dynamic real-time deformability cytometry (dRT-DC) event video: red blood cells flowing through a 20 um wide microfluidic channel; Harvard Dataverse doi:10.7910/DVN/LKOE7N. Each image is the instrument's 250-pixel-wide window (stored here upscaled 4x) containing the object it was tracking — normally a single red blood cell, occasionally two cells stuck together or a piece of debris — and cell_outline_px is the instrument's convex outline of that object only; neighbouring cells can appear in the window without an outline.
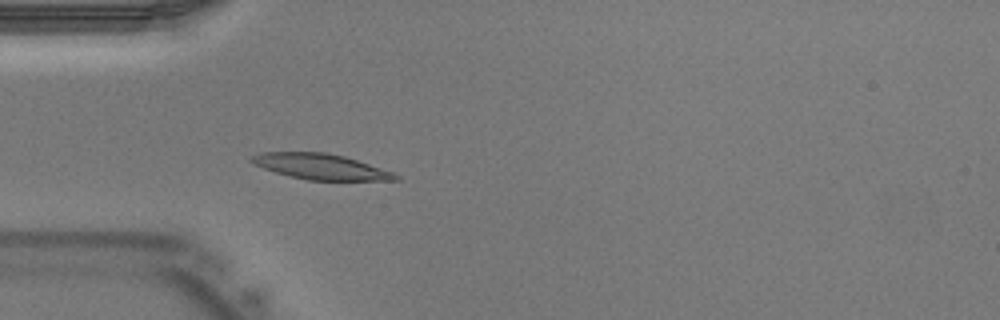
{"species": "Egyptian fruit bat (a non-hibernating species)", "species_latin": "Rousettus aegyptiacus", "temperature_condition": "warm", "stored_images_in_passage": 25, "camera_frame_rate_fps": 3000, "um_per_image_px": 0.085, "animal": {"sex": "male"}, "frame": {"image": 1, "passage_image": 4, "time_ms": 1.0, "image_size_px": [1000, 320], "cell_outline_px": [[400, 180], [308, 180], [288, 176], [264, 168], [248, 160], [252, 156], [260, 152], [324, 152], [344, 156], [396, 172], [400, 176]], "centroid_in_image_um": [27.31, 14.16], "position_along_channel_um": 57.7, "area_um2": 21.5}}
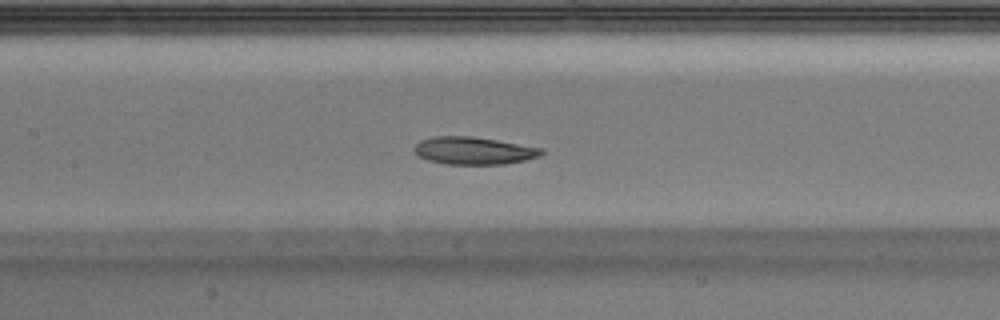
{"frame": {"image": 2, "passage_image": 11, "time_ms": 3.333, "image_size_px": [1000, 320], "cell_outline_px": [[544, 152], [540, 156], [524, 160], [504, 164], [448, 164], [428, 160], [420, 156], [412, 148], [420, 140], [436, 136], [472, 136], [544, 148]], "centroid_in_image_um": [40.28, 12.8], "position_along_channel_um": 167.1, "area_um2": 20.29}}